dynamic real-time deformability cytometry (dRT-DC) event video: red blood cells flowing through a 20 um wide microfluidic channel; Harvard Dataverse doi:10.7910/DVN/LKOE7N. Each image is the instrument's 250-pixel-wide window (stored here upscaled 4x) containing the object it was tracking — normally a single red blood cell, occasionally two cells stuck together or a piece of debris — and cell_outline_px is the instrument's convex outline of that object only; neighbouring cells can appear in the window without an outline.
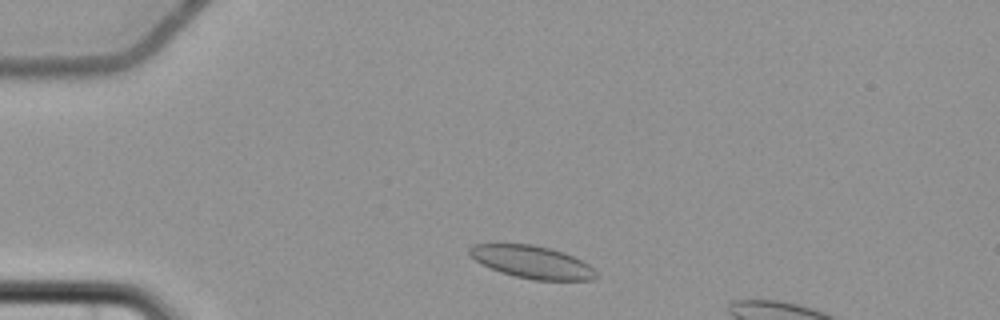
{"species": "common noctule bat (a hibernating species)", "species_latin": "Nyctalus noctula", "temperature_condition": "cold", "stored_images_in_passage": 4, "camera_frame_rate_fps": 3000, "um_per_image_px": 0.085, "animal": {"sex": "female", "body_mass_g": 22.7, "forearm_length_mm": 54.2}, "frame": {"image": 1, "passage_image": 2, "time_ms": 1.0, "image_size_px": [1000, 320], "cell_outline_px": [[600, 276], [592, 280], [532, 280], [500, 272], [476, 260], [468, 252], [468, 248], [472, 244], [532, 244], [564, 252], [588, 264]], "centroid_in_image_um": [45.25, 22.28], "position_along_channel_um": 39.8, "area_um2": 23.81}}